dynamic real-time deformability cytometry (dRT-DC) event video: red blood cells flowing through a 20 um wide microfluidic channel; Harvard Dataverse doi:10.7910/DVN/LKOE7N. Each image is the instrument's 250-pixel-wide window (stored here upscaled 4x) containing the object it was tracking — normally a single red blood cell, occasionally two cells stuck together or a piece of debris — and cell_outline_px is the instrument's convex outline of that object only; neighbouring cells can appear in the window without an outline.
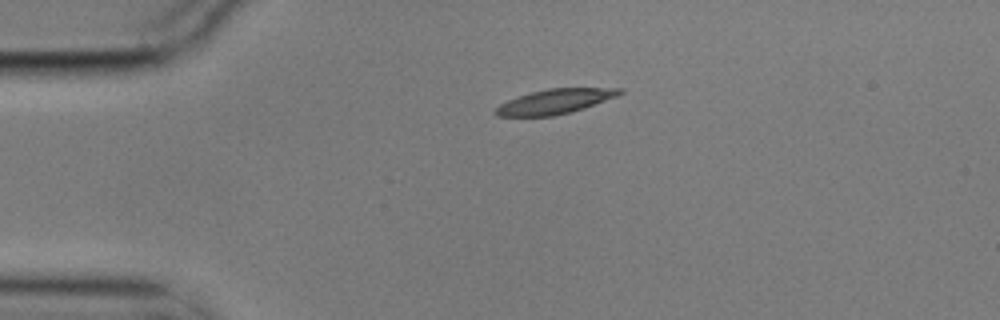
{"species": "common noctule bat (a hibernating species)", "species_latin": "Nyctalus noctula", "temperature_condition": "cold", "stored_images_in_passage": 2, "camera_frame_rate_fps": 3000, "um_per_image_px": 0.085, "animal": {"sex": "male", "body_mass_g": 17.9}, "frame": {"image": 1, "passage_image": 1, "time_ms": 0.0, "image_size_px": [1000, 320], "cell_outline_px": [[624, 92], [616, 96], [584, 108], [572, 112], [552, 116], [496, 116], [496, 108], [500, 104], [508, 100], [532, 92], [548, 88], [624, 88]], "centroid_in_image_um": [47.2, 8.62], "position_along_channel_um": 37.8, "area_um2": 17.63}}